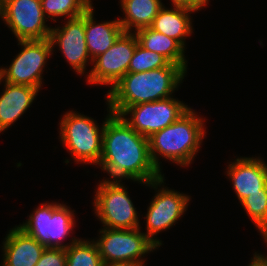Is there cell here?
<instances>
[{
    "label": "cell",
    "instance_id": "2e32d148",
    "mask_svg": "<svg viewBox=\"0 0 267 266\" xmlns=\"http://www.w3.org/2000/svg\"><path fill=\"white\" fill-rule=\"evenodd\" d=\"M4 84L0 94V133L14 125L36 100L40 89L26 85Z\"/></svg>",
    "mask_w": 267,
    "mask_h": 266
},
{
    "label": "cell",
    "instance_id": "4316f807",
    "mask_svg": "<svg viewBox=\"0 0 267 266\" xmlns=\"http://www.w3.org/2000/svg\"><path fill=\"white\" fill-rule=\"evenodd\" d=\"M247 266H267V256L265 254L258 253L257 251L253 254V257Z\"/></svg>",
    "mask_w": 267,
    "mask_h": 266
},
{
    "label": "cell",
    "instance_id": "9c48e42d",
    "mask_svg": "<svg viewBox=\"0 0 267 266\" xmlns=\"http://www.w3.org/2000/svg\"><path fill=\"white\" fill-rule=\"evenodd\" d=\"M21 51L14 56L11 64L0 67V79L9 84L26 85L42 88L44 69L47 60L53 55V48L48 39L17 41Z\"/></svg>",
    "mask_w": 267,
    "mask_h": 266
},
{
    "label": "cell",
    "instance_id": "cb8c5ba5",
    "mask_svg": "<svg viewBox=\"0 0 267 266\" xmlns=\"http://www.w3.org/2000/svg\"><path fill=\"white\" fill-rule=\"evenodd\" d=\"M171 62L161 54L143 48L139 43L133 53L128 72H144L167 67Z\"/></svg>",
    "mask_w": 267,
    "mask_h": 266
},
{
    "label": "cell",
    "instance_id": "d4e9b609",
    "mask_svg": "<svg viewBox=\"0 0 267 266\" xmlns=\"http://www.w3.org/2000/svg\"><path fill=\"white\" fill-rule=\"evenodd\" d=\"M65 248L46 247L35 266H66Z\"/></svg>",
    "mask_w": 267,
    "mask_h": 266
},
{
    "label": "cell",
    "instance_id": "f1b7e54d",
    "mask_svg": "<svg viewBox=\"0 0 267 266\" xmlns=\"http://www.w3.org/2000/svg\"><path fill=\"white\" fill-rule=\"evenodd\" d=\"M88 8H94L92 0H82Z\"/></svg>",
    "mask_w": 267,
    "mask_h": 266
},
{
    "label": "cell",
    "instance_id": "8fae6325",
    "mask_svg": "<svg viewBox=\"0 0 267 266\" xmlns=\"http://www.w3.org/2000/svg\"><path fill=\"white\" fill-rule=\"evenodd\" d=\"M190 108L183 101L172 96L127 107L120 116L137 133L149 138L177 121Z\"/></svg>",
    "mask_w": 267,
    "mask_h": 266
},
{
    "label": "cell",
    "instance_id": "3957f363",
    "mask_svg": "<svg viewBox=\"0 0 267 266\" xmlns=\"http://www.w3.org/2000/svg\"><path fill=\"white\" fill-rule=\"evenodd\" d=\"M205 134V119L190 108L177 121L148 138L152 163L161 173L160 157L181 168L190 166L201 149Z\"/></svg>",
    "mask_w": 267,
    "mask_h": 266
},
{
    "label": "cell",
    "instance_id": "d6986e66",
    "mask_svg": "<svg viewBox=\"0 0 267 266\" xmlns=\"http://www.w3.org/2000/svg\"><path fill=\"white\" fill-rule=\"evenodd\" d=\"M123 17L119 19L124 32L135 33L150 27L164 5L162 0H119Z\"/></svg>",
    "mask_w": 267,
    "mask_h": 266
},
{
    "label": "cell",
    "instance_id": "7c38bea8",
    "mask_svg": "<svg viewBox=\"0 0 267 266\" xmlns=\"http://www.w3.org/2000/svg\"><path fill=\"white\" fill-rule=\"evenodd\" d=\"M138 44L135 33L123 32L115 43L93 60L86 83L110 86V89L128 73V67Z\"/></svg>",
    "mask_w": 267,
    "mask_h": 266
},
{
    "label": "cell",
    "instance_id": "44dd1931",
    "mask_svg": "<svg viewBox=\"0 0 267 266\" xmlns=\"http://www.w3.org/2000/svg\"><path fill=\"white\" fill-rule=\"evenodd\" d=\"M66 266H102L103 261L95 242L79 238L66 249Z\"/></svg>",
    "mask_w": 267,
    "mask_h": 266
},
{
    "label": "cell",
    "instance_id": "ffe728a7",
    "mask_svg": "<svg viewBox=\"0 0 267 266\" xmlns=\"http://www.w3.org/2000/svg\"><path fill=\"white\" fill-rule=\"evenodd\" d=\"M135 34L138 43L143 48L163 55L171 63L180 65L187 72L188 61L185 57L186 50L176 40L156 32L150 27L139 29Z\"/></svg>",
    "mask_w": 267,
    "mask_h": 266
},
{
    "label": "cell",
    "instance_id": "30bf717a",
    "mask_svg": "<svg viewBox=\"0 0 267 266\" xmlns=\"http://www.w3.org/2000/svg\"><path fill=\"white\" fill-rule=\"evenodd\" d=\"M0 19L17 41L44 40L50 37L41 0H0Z\"/></svg>",
    "mask_w": 267,
    "mask_h": 266
},
{
    "label": "cell",
    "instance_id": "277c9868",
    "mask_svg": "<svg viewBox=\"0 0 267 266\" xmlns=\"http://www.w3.org/2000/svg\"><path fill=\"white\" fill-rule=\"evenodd\" d=\"M107 104L106 118L100 125L92 117L78 111H67L60 118L59 141L75 163L97 165L102 156L103 130L105 120L112 114Z\"/></svg>",
    "mask_w": 267,
    "mask_h": 266
},
{
    "label": "cell",
    "instance_id": "7a4b0ae2",
    "mask_svg": "<svg viewBox=\"0 0 267 266\" xmlns=\"http://www.w3.org/2000/svg\"><path fill=\"white\" fill-rule=\"evenodd\" d=\"M187 72L170 63L167 67L144 72H128L105 95L109 109L120 115L127 107L172 97Z\"/></svg>",
    "mask_w": 267,
    "mask_h": 266
},
{
    "label": "cell",
    "instance_id": "603a6c76",
    "mask_svg": "<svg viewBox=\"0 0 267 266\" xmlns=\"http://www.w3.org/2000/svg\"><path fill=\"white\" fill-rule=\"evenodd\" d=\"M41 5L45 17L54 23L57 22L55 18H76L89 9L82 0H41Z\"/></svg>",
    "mask_w": 267,
    "mask_h": 266
},
{
    "label": "cell",
    "instance_id": "7402d4cb",
    "mask_svg": "<svg viewBox=\"0 0 267 266\" xmlns=\"http://www.w3.org/2000/svg\"><path fill=\"white\" fill-rule=\"evenodd\" d=\"M240 205L267 244V185L261 189V193L247 196Z\"/></svg>",
    "mask_w": 267,
    "mask_h": 266
},
{
    "label": "cell",
    "instance_id": "ba28073f",
    "mask_svg": "<svg viewBox=\"0 0 267 266\" xmlns=\"http://www.w3.org/2000/svg\"><path fill=\"white\" fill-rule=\"evenodd\" d=\"M137 229L101 228L99 237L92 239L98 247L103 262L133 263L145 266L146 254L158 247Z\"/></svg>",
    "mask_w": 267,
    "mask_h": 266
},
{
    "label": "cell",
    "instance_id": "e0dca14e",
    "mask_svg": "<svg viewBox=\"0 0 267 266\" xmlns=\"http://www.w3.org/2000/svg\"><path fill=\"white\" fill-rule=\"evenodd\" d=\"M171 7L163 5L153 19L150 28L176 40L184 49H187L186 39L194 31L191 14L196 11L183 6L172 5Z\"/></svg>",
    "mask_w": 267,
    "mask_h": 266
},
{
    "label": "cell",
    "instance_id": "484cf974",
    "mask_svg": "<svg viewBox=\"0 0 267 266\" xmlns=\"http://www.w3.org/2000/svg\"><path fill=\"white\" fill-rule=\"evenodd\" d=\"M210 0H171L173 6H183L198 12L202 8H205Z\"/></svg>",
    "mask_w": 267,
    "mask_h": 266
},
{
    "label": "cell",
    "instance_id": "5b68a950",
    "mask_svg": "<svg viewBox=\"0 0 267 266\" xmlns=\"http://www.w3.org/2000/svg\"><path fill=\"white\" fill-rule=\"evenodd\" d=\"M75 210L59 202L41 203L27 216V220L17 225L27 235L32 236L45 247L67 248L79 238L72 237L64 243L76 227ZM72 233V234H71Z\"/></svg>",
    "mask_w": 267,
    "mask_h": 266
},
{
    "label": "cell",
    "instance_id": "ac0fdd59",
    "mask_svg": "<svg viewBox=\"0 0 267 266\" xmlns=\"http://www.w3.org/2000/svg\"><path fill=\"white\" fill-rule=\"evenodd\" d=\"M94 8L85 12V40L91 60L109 49L124 32L119 19L97 23Z\"/></svg>",
    "mask_w": 267,
    "mask_h": 266
},
{
    "label": "cell",
    "instance_id": "8992f818",
    "mask_svg": "<svg viewBox=\"0 0 267 266\" xmlns=\"http://www.w3.org/2000/svg\"><path fill=\"white\" fill-rule=\"evenodd\" d=\"M97 185L92 203L95 217H98L102 227L141 228L140 216L122 181L100 180Z\"/></svg>",
    "mask_w": 267,
    "mask_h": 266
},
{
    "label": "cell",
    "instance_id": "9a60e30c",
    "mask_svg": "<svg viewBox=\"0 0 267 266\" xmlns=\"http://www.w3.org/2000/svg\"><path fill=\"white\" fill-rule=\"evenodd\" d=\"M2 245L0 266H35L46 248L18 226L10 228Z\"/></svg>",
    "mask_w": 267,
    "mask_h": 266
},
{
    "label": "cell",
    "instance_id": "5bb4252c",
    "mask_svg": "<svg viewBox=\"0 0 267 266\" xmlns=\"http://www.w3.org/2000/svg\"><path fill=\"white\" fill-rule=\"evenodd\" d=\"M226 176L232 183V188L239 203L247 196L261 193L267 185V164L261 157H242L228 162Z\"/></svg>",
    "mask_w": 267,
    "mask_h": 266
},
{
    "label": "cell",
    "instance_id": "83f0119b",
    "mask_svg": "<svg viewBox=\"0 0 267 266\" xmlns=\"http://www.w3.org/2000/svg\"><path fill=\"white\" fill-rule=\"evenodd\" d=\"M102 266H142V265L133 263H122V262H103Z\"/></svg>",
    "mask_w": 267,
    "mask_h": 266
},
{
    "label": "cell",
    "instance_id": "6da1fadb",
    "mask_svg": "<svg viewBox=\"0 0 267 266\" xmlns=\"http://www.w3.org/2000/svg\"><path fill=\"white\" fill-rule=\"evenodd\" d=\"M98 166L109 175L110 178H103L107 181L127 179L146 185L163 175L152 163L148 138L113 113L105 120Z\"/></svg>",
    "mask_w": 267,
    "mask_h": 266
},
{
    "label": "cell",
    "instance_id": "4fadbf2b",
    "mask_svg": "<svg viewBox=\"0 0 267 266\" xmlns=\"http://www.w3.org/2000/svg\"><path fill=\"white\" fill-rule=\"evenodd\" d=\"M63 26L52 27L49 40L53 53L56 46L63 54L65 61L72 67L77 75H84L87 72L90 58L85 40V13L79 17L66 19Z\"/></svg>",
    "mask_w": 267,
    "mask_h": 266
},
{
    "label": "cell",
    "instance_id": "52a82bcc",
    "mask_svg": "<svg viewBox=\"0 0 267 266\" xmlns=\"http://www.w3.org/2000/svg\"><path fill=\"white\" fill-rule=\"evenodd\" d=\"M164 174L157 180L151 181L145 186L153 188L154 197L147 206V213L143 217L146 221V232L144 234L158 247L162 246V240L157 237L160 232H164L173 227L180 218L185 215L188 209L191 196L180 193L174 189L165 187ZM161 187V188H160Z\"/></svg>",
    "mask_w": 267,
    "mask_h": 266
}]
</instances>
